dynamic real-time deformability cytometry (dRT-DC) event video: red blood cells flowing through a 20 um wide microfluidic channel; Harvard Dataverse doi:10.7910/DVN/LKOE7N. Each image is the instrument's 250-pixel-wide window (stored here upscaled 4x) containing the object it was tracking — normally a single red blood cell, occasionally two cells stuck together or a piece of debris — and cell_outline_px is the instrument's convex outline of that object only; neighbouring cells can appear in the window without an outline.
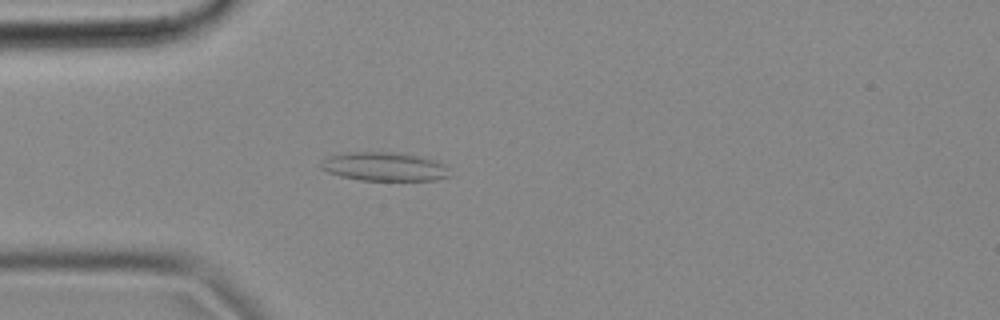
{"species": "common noctule bat (a hibernating species)", "species_latin": "Nyctalus noctula", "temperature_condition": "cold", "stored_images_in_passage": 50, "camera_frame_rate_fps": 3000, "um_per_image_px": 0.085, "animal": {"sex": "female", "body_mass_g": 18.4}, "frame": {"image": 1, "passage_image": 11, "time_ms": 3.333, "image_size_px": [1000, 320], "cell_outline_px": [[452, 176], [436, 180], [360, 180], [340, 176], [328, 172], [320, 168], [320, 160], [324, 156], [348, 152], [392, 152], [424, 156], [444, 164], [448, 168]], "centroid_in_image_um": [32.65, 14.15], "position_along_channel_um": 52.3, "area_um2": 21.96}}
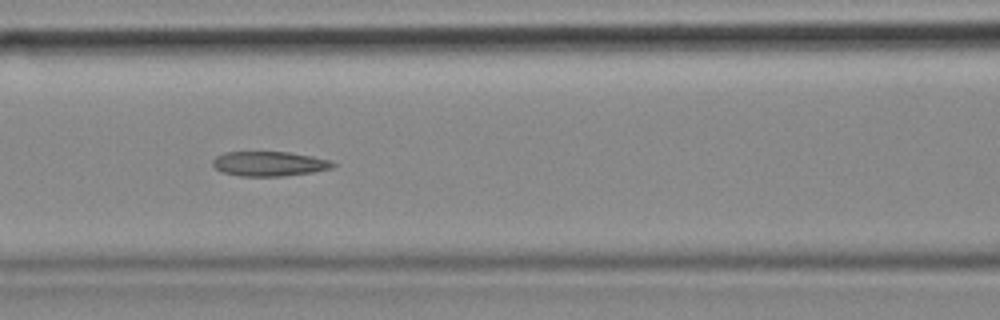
{"frame": {"image": 2, "passage_image": 19, "time_ms": 6.0, "image_size_px": [1000, 320], "cell_outline_px": [[336, 164], [332, 168], [312, 172], [284, 176], [240, 176], [224, 172], [216, 168], [212, 164], [212, 160], [216, 156], [224, 152], [288, 152], [312, 156], [332, 160]], "centroid_in_image_um": [22.9, 13.91], "position_along_channel_um": 143.7, "area_um2": 17.28}}
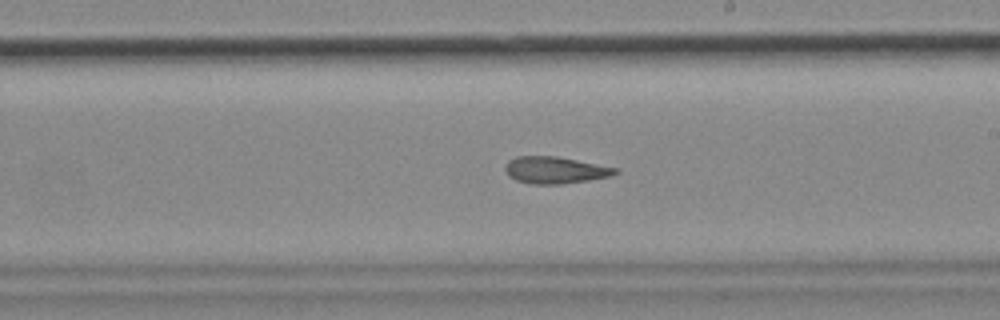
{"frame": {"image": 3, "passage_image": 27, "time_ms": 8.667, "image_size_px": [1000, 320], "cell_outline_px": [[620, 172], [612, 176], [588, 180], [560, 184], [532, 184], [516, 180], [508, 176], [504, 168], [508, 160], [516, 156], [556, 156], [620, 168]], "centroid_in_image_um": [47.21, 14.45], "position_along_channel_um": 241.8, "area_um2": 17.4}, "authors_computed_cell_mechanics": {"area_um2": 18.207, "velocity_mm_per_s": 3.6938, "shape_relaxation_time_tau1_ms": null, "shape_relaxation_time_tau2_ms": 7.1316, "deformation_change_tau1": null, "deformation_change_tau2": 0.1839}}